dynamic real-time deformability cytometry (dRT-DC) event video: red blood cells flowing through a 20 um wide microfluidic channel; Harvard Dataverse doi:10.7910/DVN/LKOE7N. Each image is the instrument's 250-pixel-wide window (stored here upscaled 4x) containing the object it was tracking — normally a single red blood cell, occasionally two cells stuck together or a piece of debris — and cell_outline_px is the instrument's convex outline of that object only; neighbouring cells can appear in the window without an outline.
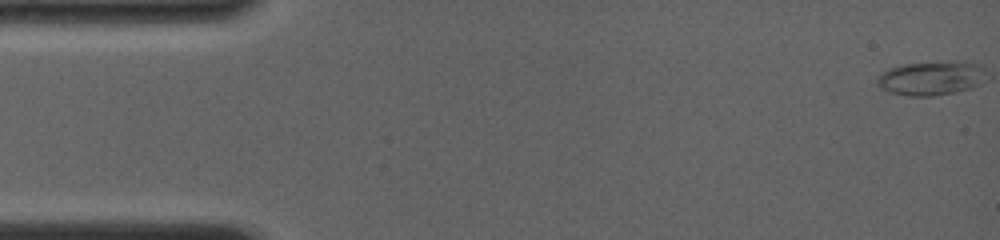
{"species": "common noctule bat (a hibernating species)", "species_latin": "Nyctalus noctula", "temperature_condition": "room temperature", "stored_images_in_passage": 8, "camera_frame_rate_fps": 4000, "um_per_image_px": 0.085, "animal": {"sex": "female", "body_mass_g": 19.0, "forearm_length_mm": 56.7}, "frame": {"image": 1, "passage_image": 1, "time_ms": 0.0, "image_size_px": [1000, 240], "cell_outline_px": [[972, 84], [968, 88], [952, 92], [932, 96], [908, 96], [892, 92], [880, 88], [876, 84], [880, 76], [884, 72], [892, 68], [904, 64], [964, 64]], "centroid_in_image_um": [78.63, 6.75], "position_along_channel_um": 6.4, "area_um2": 18.03}}